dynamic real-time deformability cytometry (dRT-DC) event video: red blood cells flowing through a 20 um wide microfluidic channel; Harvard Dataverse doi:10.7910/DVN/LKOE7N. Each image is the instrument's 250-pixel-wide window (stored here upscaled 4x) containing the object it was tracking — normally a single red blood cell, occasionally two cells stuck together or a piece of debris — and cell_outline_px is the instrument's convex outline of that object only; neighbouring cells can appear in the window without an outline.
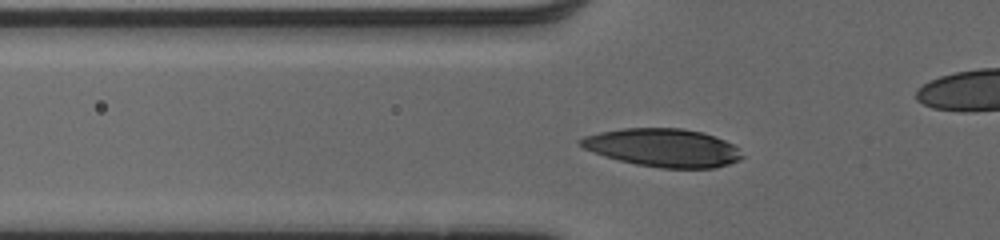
{"species": "human", "species_latin": "Homo sapiens", "temperature_condition": "cold", "stored_images_in_passage": 42, "camera_frame_rate_fps": 3000, "um_per_image_px": 0.085, "donor": {"sex": "male"}, "frame": {"image": 1, "passage_image": 15, "time_ms": 4.667, "image_size_px": [1000, 240], "cell_outline_px": [[744, 156], [740, 160], [716, 168], [660, 168], [636, 164], [604, 156], [592, 152], [584, 148], [576, 140], [584, 136], [600, 132], [624, 128], [680, 128], [700, 132], [724, 140], [732, 144]], "centroid_in_image_um": [56.33, 12.56], "position_along_channel_um": 69.5, "area_um2": 35.72}}
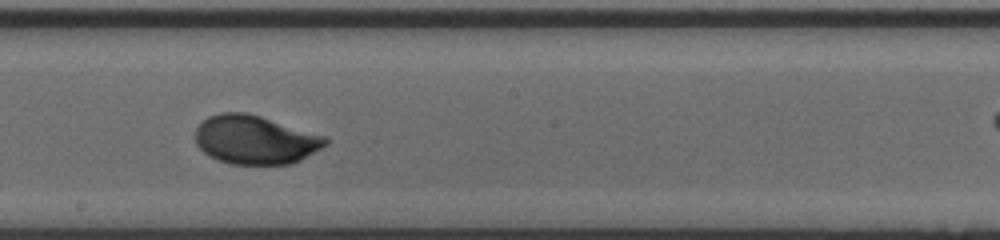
{"frame": {"image": 2, "passage_image": 27, "time_ms": 8.667, "image_size_px": [1000, 240], "cell_outline_px": [[328, 144], [300, 160], [292, 164], [232, 164], [208, 156], [196, 144], [196, 128], [208, 116], [220, 112], [248, 112], [324, 136], [328, 140]], "centroid_in_image_um": [21.67, 11.87], "position_along_channel_um": 226.5, "area_um2": 36.76}}
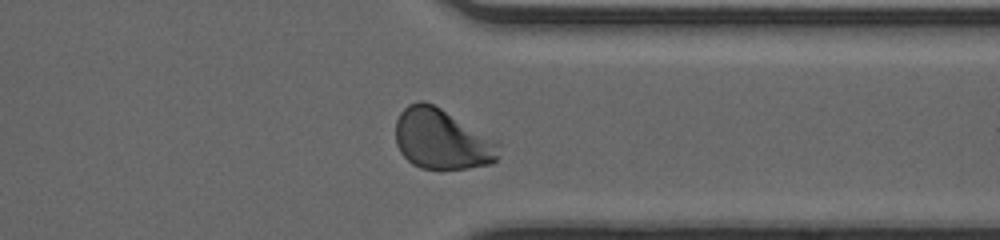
{"frame": {"image": 3, "passage_image": 38, "time_ms": 12.333, "image_size_px": [1000, 240], "cell_outline_px": [[500, 144], [496, 160], [492, 164], [468, 168], [420, 168], [412, 164], [400, 152], [396, 144], [396, 120], [400, 112], [408, 104], [420, 100], [424, 100], [440, 108]], "centroid_in_image_um": [37.5, 11.84], "position_along_channel_um": 373.9, "area_um2": 35.72}}